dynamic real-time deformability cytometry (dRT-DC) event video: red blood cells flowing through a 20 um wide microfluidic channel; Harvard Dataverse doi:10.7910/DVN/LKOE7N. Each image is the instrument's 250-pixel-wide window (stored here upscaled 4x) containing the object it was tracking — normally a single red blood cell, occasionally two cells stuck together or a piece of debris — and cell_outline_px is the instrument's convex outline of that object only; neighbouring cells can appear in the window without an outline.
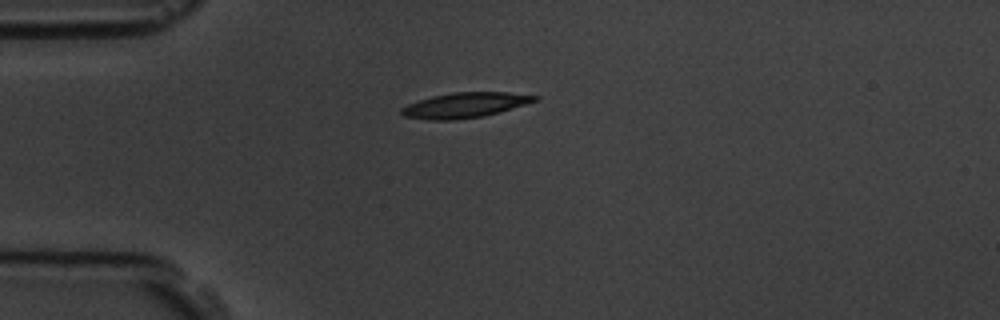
{"species": "common noctule bat (a hibernating species)", "species_latin": "Nyctalus noctula", "temperature_condition": "room temperature", "stored_images_in_passage": 5, "camera_frame_rate_fps": 3000, "um_per_image_px": 0.085, "animal": {"sex": "male", "body_mass_g": 19.5, "forearm_length_mm": 54.6}, "frame": {"image": 1, "passage_image": 5, "time_ms": 4.667, "image_size_px": [1000, 320], "cell_outline_px": [[540, 96], [536, 100], [524, 104], [484, 116], [456, 120], [432, 120], [404, 116], [400, 112], [400, 108], [408, 104], [432, 96], [452, 92], [508, 92]], "centroid_in_image_um": [39.48, 8.93], "position_along_channel_um": 45.5, "area_um2": 19.31}}